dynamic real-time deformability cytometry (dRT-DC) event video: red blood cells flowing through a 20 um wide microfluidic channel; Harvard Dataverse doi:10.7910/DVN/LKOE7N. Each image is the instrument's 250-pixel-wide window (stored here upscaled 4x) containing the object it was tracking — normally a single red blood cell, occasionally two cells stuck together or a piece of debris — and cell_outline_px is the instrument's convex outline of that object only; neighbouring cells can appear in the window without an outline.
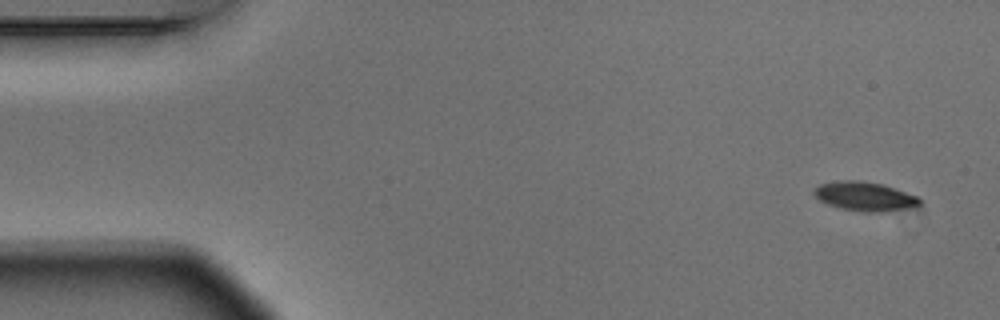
{"species": "Egyptian fruit bat (a non-hibernating species)", "species_latin": "Rousettus aegyptiacus", "temperature_condition": "warm", "stored_images_in_passage": 3, "camera_frame_rate_fps": 3000, "um_per_image_px": 0.085, "animal": {"sex": "male"}, "frame": {"image": 1, "passage_image": 1, "time_ms": 0.0, "image_size_px": [1000, 320], "cell_outline_px": [[920, 204], [884, 212], [860, 212], [840, 208], [828, 204], [820, 200], [812, 192], [820, 184], [840, 180], [860, 180], [880, 184], [916, 196], [920, 200]], "centroid_in_image_um": [73.43, 16.69], "position_along_channel_um": 11.6, "area_um2": 17.46}}